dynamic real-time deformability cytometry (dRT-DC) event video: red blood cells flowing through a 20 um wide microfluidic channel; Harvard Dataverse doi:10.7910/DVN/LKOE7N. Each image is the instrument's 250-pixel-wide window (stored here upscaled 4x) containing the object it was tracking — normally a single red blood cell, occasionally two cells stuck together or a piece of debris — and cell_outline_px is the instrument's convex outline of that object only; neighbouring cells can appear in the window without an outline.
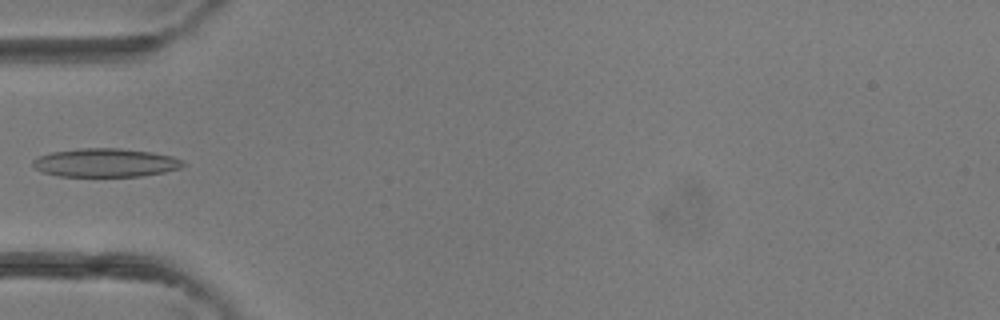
{"species": "common noctule bat (a hibernating species)", "species_latin": "Nyctalus noctula", "temperature_condition": "room temperature", "stored_images_in_passage": 4, "camera_frame_rate_fps": 3000, "um_per_image_px": 0.085, "animal": {"sex": "female"}, "frame": {"image": 1, "passage_image": 4, "time_ms": 1.0, "image_size_px": [1000, 320], "cell_outline_px": [[188, 164], [180, 168], [164, 172], [144, 176], [60, 176], [44, 172], [32, 168], [32, 160], [36, 156], [52, 152], [80, 148], [120, 148], [152, 152], [172, 156], [184, 160]], "centroid_in_image_um": [8.98, 13.82], "position_along_channel_um": 76.0, "area_um2": 25.26}}